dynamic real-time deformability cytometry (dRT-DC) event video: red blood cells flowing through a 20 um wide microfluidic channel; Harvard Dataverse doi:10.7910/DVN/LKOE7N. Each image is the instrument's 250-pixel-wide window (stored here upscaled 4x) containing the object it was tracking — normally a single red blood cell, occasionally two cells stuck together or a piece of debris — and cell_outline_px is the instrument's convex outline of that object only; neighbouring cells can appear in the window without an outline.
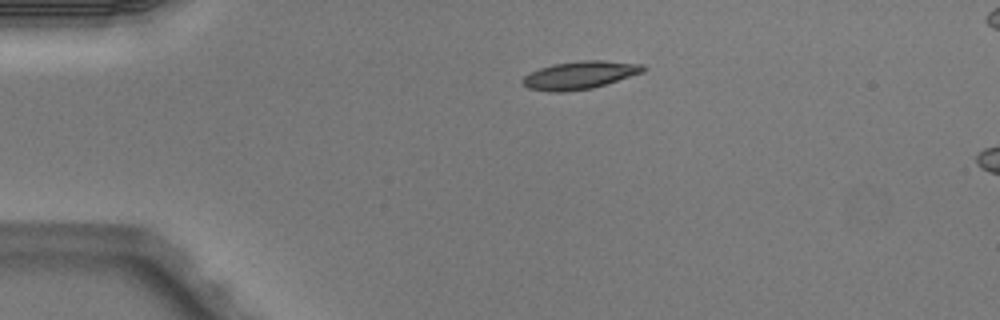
{"species": "Egyptian fruit bat (a non-hibernating species)", "species_latin": "Rousettus aegyptiacus", "temperature_condition": "warm", "stored_images_in_passage": 3, "segment_of_instrument_passage": [1, 2], "camera_frame_rate_fps": 3000, "um_per_image_px": 0.085, "animal": {"sex": "male"}, "frame": {"image": 1, "passage_image": 1, "time_ms": 0.0, "image_size_px": [1000, 320], "cell_outline_px": [[648, 68], [644, 72], [592, 88], [564, 92], [548, 92], [528, 88], [520, 80], [524, 76], [540, 68], [552, 64], [580, 60], [604, 60], [644, 64]], "centroid_in_image_um": [49.3, 6.38], "position_along_channel_um": 35.7, "area_um2": 19.71}}